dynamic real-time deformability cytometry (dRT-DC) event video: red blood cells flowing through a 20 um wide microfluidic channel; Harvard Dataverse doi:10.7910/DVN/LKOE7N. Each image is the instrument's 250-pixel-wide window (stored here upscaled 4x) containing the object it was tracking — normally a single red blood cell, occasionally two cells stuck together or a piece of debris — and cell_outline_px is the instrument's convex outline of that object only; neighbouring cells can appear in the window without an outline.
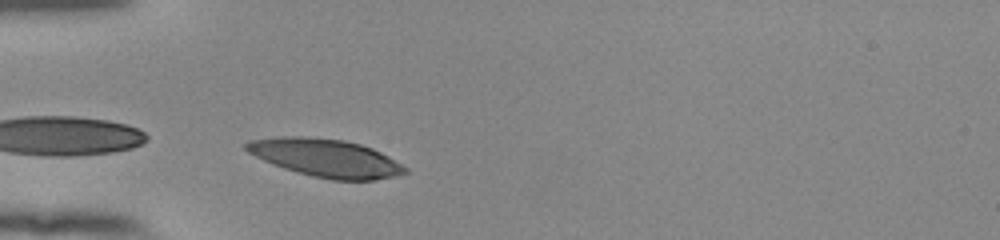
{"species": "human", "species_latin": "Homo sapiens", "temperature_condition": "room temperature", "stored_images_in_passage": 30, "camera_frame_rate_fps": 3000, "um_per_image_px": 0.085, "donor": {"sex": "female"}, "frame": {"image": 1, "passage_image": 1, "time_ms": 0.0, "image_size_px": [1000, 240], "cell_outline_px": [[408, 172], [392, 176], [372, 180], [332, 180], [312, 176], [284, 168], [264, 160], [248, 152], [244, 148], [244, 144], [248, 140], [276, 136], [308, 136], [344, 140], [360, 144], [372, 148], [388, 156], [408, 168]], "centroid_in_image_um": [27.66, 13.4], "position_along_channel_um": 57.3, "area_um2": 35.03}}
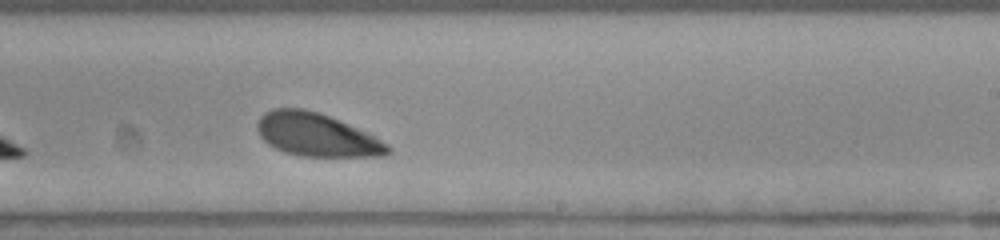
{"frame": {"image": 2, "passage_image": 18, "time_ms": 5.667, "image_size_px": [1000, 240], "cell_outline_px": [[392, 152], [384, 156], [300, 156], [284, 152], [268, 144], [260, 136], [256, 128], [256, 124], [260, 116], [264, 112], [272, 108], [304, 108], [328, 116], [376, 136], [388, 144], [392, 148]], "centroid_in_image_um": [26.9, 11.46], "position_along_channel_um": 262.1, "area_um2": 32.83}}
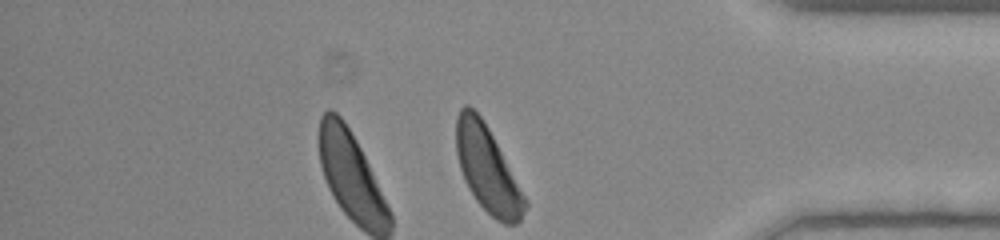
{"frame": {"image": 3, "passage_image": 30, "time_ms": 9.667, "image_size_px": [1000, 240], "cell_outline_px": [[528, 204], [520, 220], [516, 224], [504, 224], [496, 220], [476, 200], [468, 188], [464, 180], [460, 168], [456, 152], [456, 116], [460, 108], [464, 104], [468, 104], [480, 116], [488, 128], [528, 200]], "centroid_in_image_um": [41.43, 14.38], "position_along_channel_um": 393.8, "area_um2": 34.16}, "authors_computed_cell_mechanics": {"area_um2": 34.0442, "velocity_mm_per_s": 3.7782, "shape_relaxation_time_tau1_ms": 1.2575, "shape_relaxation_time_tau2_ms": null, "deformation_change_tau1": 0.0846, "deformation_change_tau2": null}}